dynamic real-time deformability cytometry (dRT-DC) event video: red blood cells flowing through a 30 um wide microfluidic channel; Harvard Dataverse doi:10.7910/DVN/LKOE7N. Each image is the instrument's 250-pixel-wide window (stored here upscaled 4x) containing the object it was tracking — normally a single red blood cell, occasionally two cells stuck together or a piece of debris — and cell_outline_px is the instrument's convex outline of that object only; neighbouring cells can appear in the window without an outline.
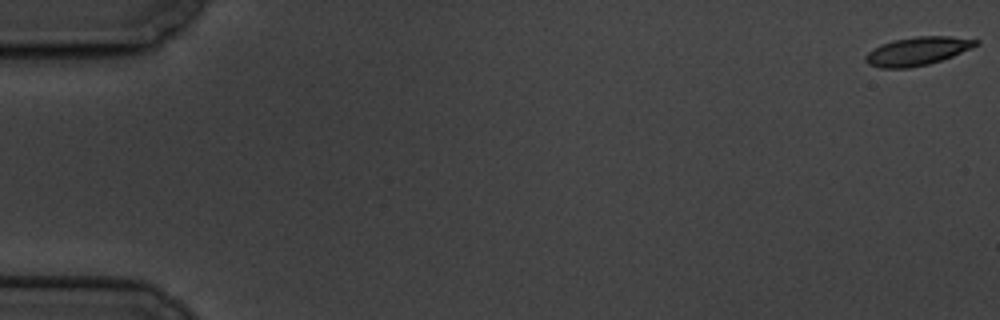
{"species": "common noctule bat (a hibernating species)", "species_latin": "Nyctalus noctula", "temperature_condition": "cold", "stored_images_in_passage": 11, "camera_frame_rate_fps": 3000, "um_per_image_px": 0.085, "animal": {"sex": "male", "body_mass_g": 19.5, "forearm_length_mm": 54.6}, "frame": {"image": 1, "passage_image": 1, "time_ms": 0.0, "image_size_px": [1000, 320], "cell_outline_px": [[980, 44], [972, 48], [952, 56], [928, 64], [908, 68], [880, 68], [868, 64], [864, 60], [864, 56], [868, 52], [880, 44], [892, 40], [916, 36], [948, 36], [980, 40]], "centroid_in_image_um": [77.96, 4.34], "position_along_channel_um": 7.0, "area_um2": 18.32}}
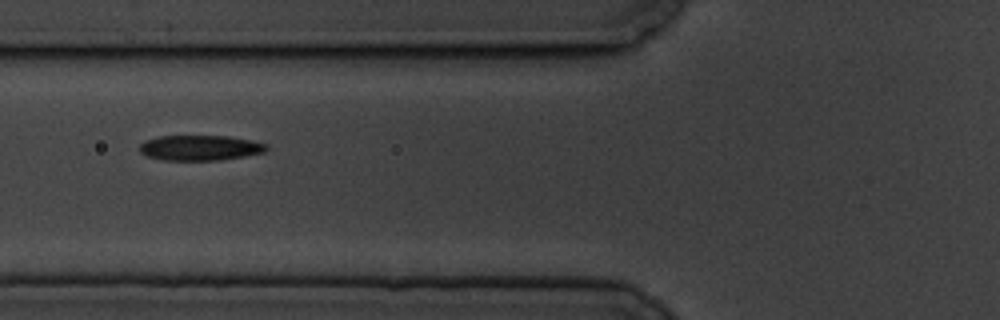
{"frame": {"image": 2, "passage_image": 7, "time_ms": 7.667, "image_size_px": [1000, 320], "cell_outline_px": [[268, 148], [264, 152], [244, 156], [220, 160], [160, 160], [148, 156], [140, 152], [140, 144], [144, 140], [160, 136], [228, 136], [252, 140], [268, 144]], "centroid_in_image_um": [17.01, 12.56], "position_along_channel_um": 108.8, "area_um2": 18.73}}
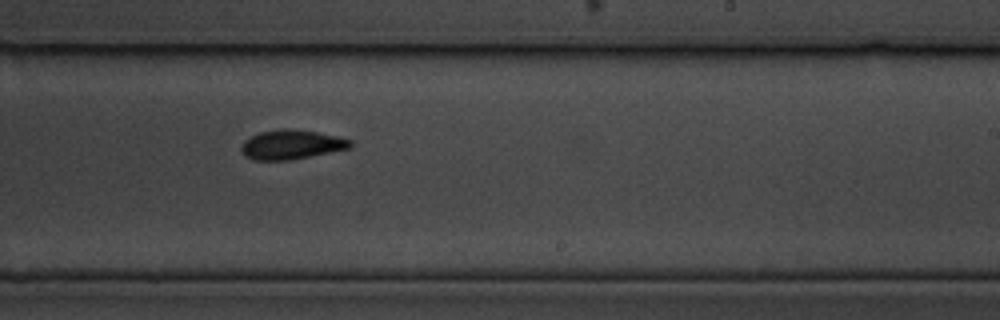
{"frame": {"image": 3, "passage_image": 11, "time_ms": 12.333, "image_size_px": [1000, 320], "cell_outline_px": [[352, 148], [288, 160], [252, 160], [244, 156], [240, 148], [244, 140], [248, 136], [260, 132], [284, 128], [288, 128], [316, 132], [336, 136], [352, 140]], "centroid_in_image_um": [24.73, 12.29], "position_along_channel_um": 264.3, "area_um2": 18.73}}